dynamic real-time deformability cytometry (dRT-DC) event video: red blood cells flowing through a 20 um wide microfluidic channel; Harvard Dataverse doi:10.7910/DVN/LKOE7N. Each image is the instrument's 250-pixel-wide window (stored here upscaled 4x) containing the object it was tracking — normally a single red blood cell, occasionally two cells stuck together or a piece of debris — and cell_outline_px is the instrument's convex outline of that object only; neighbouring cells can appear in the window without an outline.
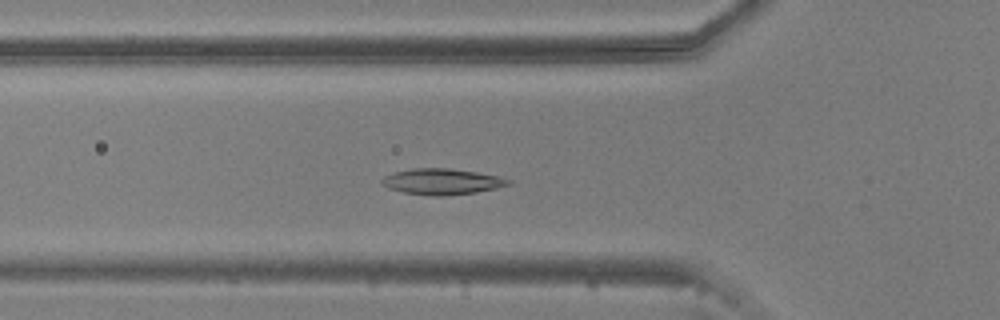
{"species": "common noctule bat (a hibernating species)", "species_latin": "Nyctalus noctula", "temperature_condition": "warm", "stored_images_in_passage": 53, "camera_frame_rate_fps": 3000, "um_per_image_px": 0.085, "animal": {"sex": "male", "body_mass_g": 20.5, "forearm_length_mm": 52.5}, "frame": {"image": 1, "passage_image": 17, "time_ms": 5.333, "image_size_px": [1000, 320], "cell_outline_px": [[512, 184], [496, 188], [476, 192], [444, 196], [432, 196], [404, 192], [388, 188], [380, 184], [380, 180], [384, 176], [396, 172], [412, 168], [448, 168], [476, 172], [496, 176], [512, 180]], "centroid_in_image_um": [37.55, 15.44], "position_along_channel_um": 88.3, "area_um2": 19.07}}
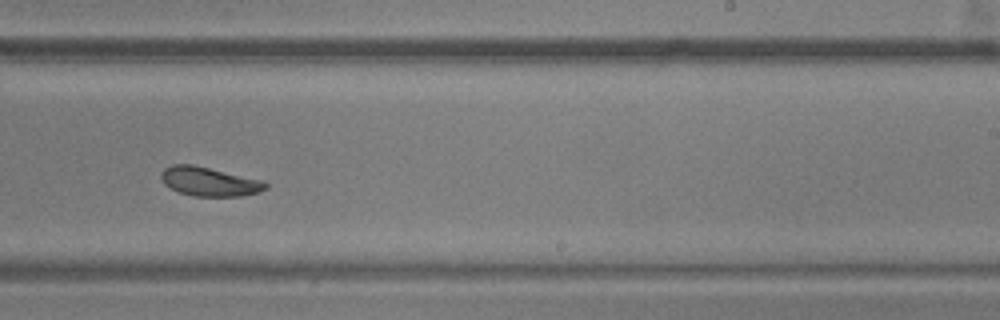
{"frame": {"image": 2, "passage_image": 32, "time_ms": 10.333, "image_size_px": [1000, 320], "cell_outline_px": [[268, 188], [260, 192], [240, 196], [196, 196], [180, 192], [164, 184], [160, 176], [160, 172], [164, 168], [172, 164], [192, 164], [264, 180], [268, 184]], "centroid_in_image_um": [17.81, 15.42], "position_along_channel_um": 271.2, "area_um2": 17.74}}
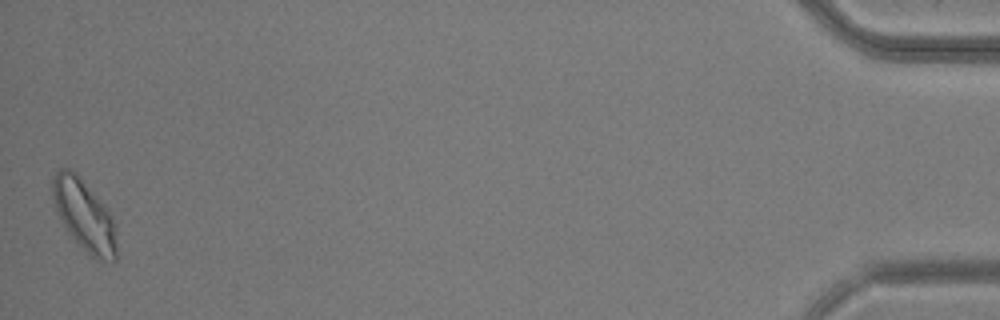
{"frame": {"image": 3, "passage_image": 53, "time_ms": 17.333, "image_size_px": [1000, 320], "cell_outline_px": [[116, 260], [112, 264], [96, 260], [68, 232], [56, 212], [52, 200], [52, 176], [60, 168], [68, 168], [76, 172], [104, 204], [112, 216], [116, 224]], "centroid_in_image_um": [7.18, 18.3], "position_along_channel_um": 428.0, "area_um2": 26.82}, "authors_computed_cell_mechanics": {"area_um2": 19.2474, "velocity_mm_per_s": 3.6496, "shape_relaxation_time_tau1_ms": 3.1774, "shape_relaxation_time_tau2_ms": 4.4323, "deformation_change_tau1": 0.0834, "deformation_change_tau2": 0.0863}}